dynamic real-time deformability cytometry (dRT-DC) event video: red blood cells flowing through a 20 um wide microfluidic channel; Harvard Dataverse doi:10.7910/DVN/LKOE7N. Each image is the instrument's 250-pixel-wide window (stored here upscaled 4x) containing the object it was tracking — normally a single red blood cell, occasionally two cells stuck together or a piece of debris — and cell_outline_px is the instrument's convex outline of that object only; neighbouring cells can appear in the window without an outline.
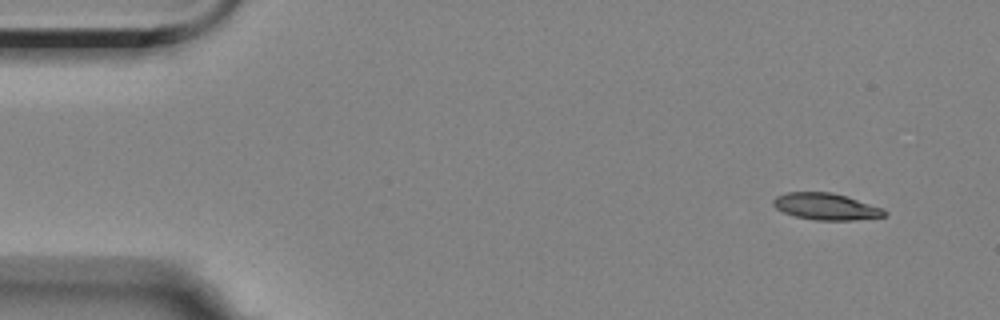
{"species": "Egyptian fruit bat (a non-hibernating species)", "species_latin": "Rousettus aegyptiacus", "temperature_condition": "room temperature", "stored_images_in_passage": 5, "camera_frame_rate_fps": 3000, "um_per_image_px": 0.085, "animal": {"sex": "female"}, "frame": {"image": 1, "passage_image": 1, "time_ms": 0.0, "image_size_px": [1000, 320], "cell_outline_px": [[888, 216], [852, 220], [816, 220], [796, 216], [784, 212], [776, 208], [772, 204], [772, 200], [776, 196], [788, 192], [832, 192], [884, 208], [888, 212]], "centroid_in_image_um": [70.23, 17.55], "position_along_channel_um": 14.8, "area_um2": 17.28}}